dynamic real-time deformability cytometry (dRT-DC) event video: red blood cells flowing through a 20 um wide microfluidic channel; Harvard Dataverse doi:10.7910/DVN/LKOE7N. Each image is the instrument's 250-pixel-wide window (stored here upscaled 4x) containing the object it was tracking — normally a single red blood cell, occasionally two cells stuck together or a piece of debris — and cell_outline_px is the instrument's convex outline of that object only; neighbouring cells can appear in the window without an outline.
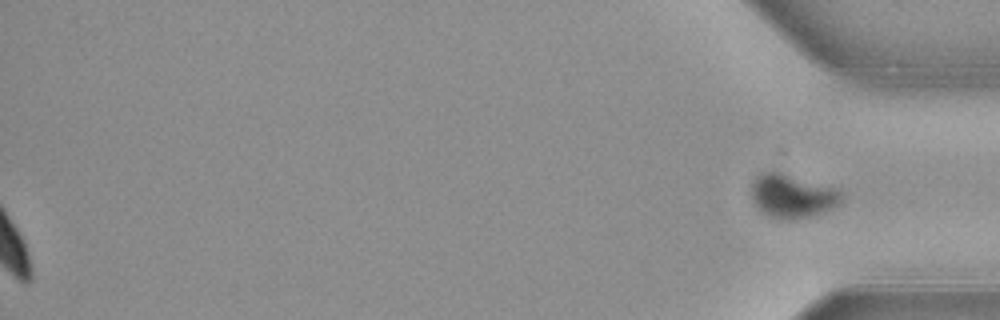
{"species": "common noctule bat (a hibernating species)", "species_latin": "Nyctalus noctula", "temperature_condition": "warm", "stored_images_in_passage": 53, "segment_of_instrument_passage": [2, 2], "camera_frame_rate_fps": 3000, "um_per_image_px": 0.085, "animal": {"sex": "female", "body_mass_g": 21.9}, "frame": {"image": 1, "passage_image": 53, "time_ms": 17.333, "image_size_px": [1000, 320], "cell_outline_px": [[844, 200], [840, 204], [832, 208], [808, 216], [772, 216], [764, 212], [752, 200], [752, 180], [760, 172], [772, 168], [776, 168], [836, 188], [844, 192]], "centroid_in_image_um": [67.37, 16.52], "position_along_channel_um": 367.8, "area_um2": 23.0}}